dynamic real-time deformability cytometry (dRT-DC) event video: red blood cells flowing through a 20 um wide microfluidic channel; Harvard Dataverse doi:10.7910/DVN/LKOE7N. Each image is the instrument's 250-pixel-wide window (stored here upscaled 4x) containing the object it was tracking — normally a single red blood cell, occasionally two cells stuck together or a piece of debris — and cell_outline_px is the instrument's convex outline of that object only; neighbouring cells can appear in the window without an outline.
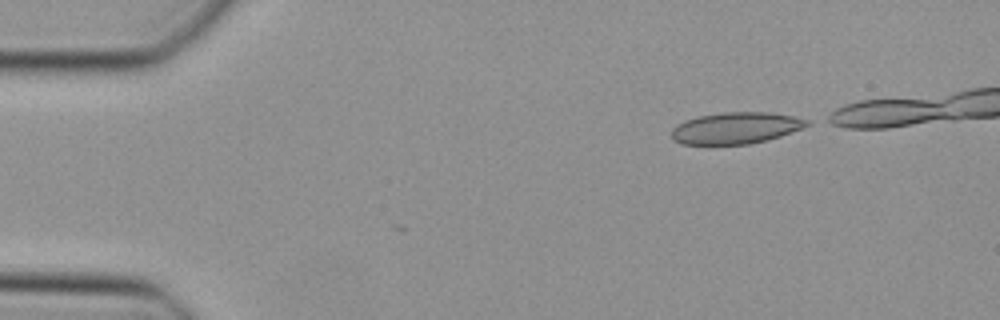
{"species": "Egyptian fruit bat (a non-hibernating species)", "species_latin": "Rousettus aegyptiacus", "temperature_condition": "cold", "stored_images_in_passage": 34, "camera_frame_rate_fps": 3000, "um_per_image_px": 0.085, "animal": {"sex": "female"}, "frame": {"image": 1, "passage_image": 1, "time_ms": 0.0, "image_size_px": [1000, 320], "cell_outline_px": [[812, 124], [780, 136], [768, 140], [748, 144], [680, 144], [672, 136], [672, 128], [676, 124], [684, 120], [700, 116], [724, 112], [768, 112], [792, 116], [812, 120]], "centroid_in_image_um": [62.57, 10.87], "position_along_channel_um": 22.4, "area_um2": 24.85}}
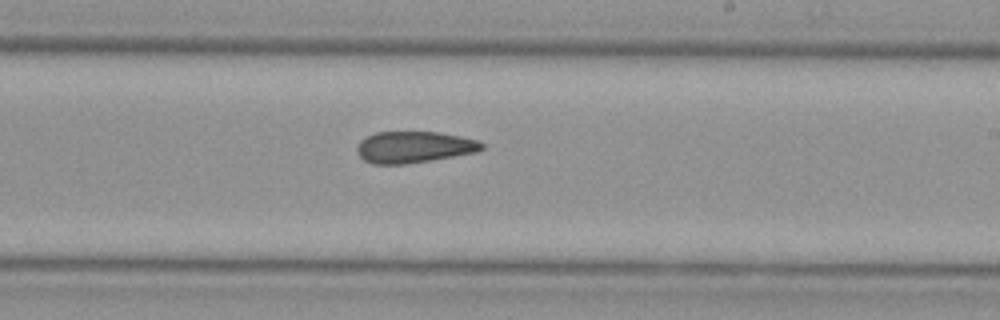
{"frame": {"image": 2, "passage_image": 23, "time_ms": 7.333, "image_size_px": [1000, 320], "cell_outline_px": [[484, 148], [476, 152], [432, 160], [404, 164], [372, 164], [364, 160], [356, 152], [356, 148], [360, 140], [376, 132], [440, 132], [480, 140], [484, 144]], "centroid_in_image_um": [35.2, 12.5], "position_along_channel_um": 253.8, "area_um2": 23.0}}
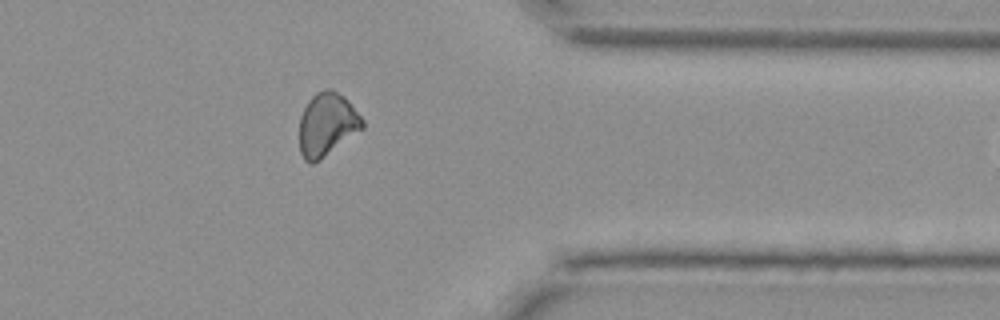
{"frame": {"image": 3, "passage_image": 33, "time_ms": 10.667, "image_size_px": [1000, 320], "cell_outline_px": [[364, 128], [320, 160], [312, 164], [308, 164], [304, 160], [300, 152], [300, 116], [308, 100], [316, 92], [324, 88], [332, 88], [344, 96], [364, 120]], "centroid_in_image_um": [27.79, 10.57], "position_along_channel_um": 383.6, "area_um2": 23.41}}